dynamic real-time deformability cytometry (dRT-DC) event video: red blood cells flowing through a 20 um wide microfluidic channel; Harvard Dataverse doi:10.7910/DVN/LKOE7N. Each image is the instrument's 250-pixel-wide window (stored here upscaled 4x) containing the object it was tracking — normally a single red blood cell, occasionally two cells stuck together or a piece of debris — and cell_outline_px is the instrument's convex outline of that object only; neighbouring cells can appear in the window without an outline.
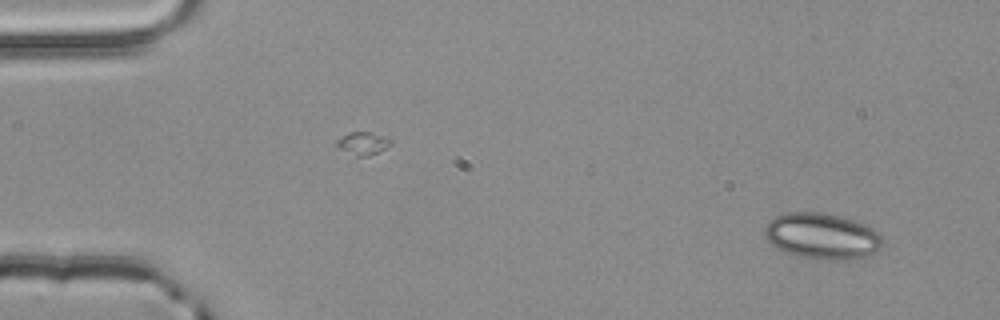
{"species": "common noctule bat (a hibernating species)", "species_latin": "Nyctalus noctula", "temperature_condition": "room temperature", "stored_images_in_passage": 3, "camera_frame_rate_fps": 3000, "um_per_image_px": 0.085, "animal": {"sex": "male", "body_mass_g": 20.4}, "frame": {"image": 1, "passage_image": 1, "time_ms": 0.0, "image_size_px": [1000, 320], "cell_outline_px": [[884, 240], [876, 252], [864, 256], [844, 260], [820, 260], [796, 256], [784, 252], [776, 248], [764, 236], [764, 228], [768, 220], [784, 212], [824, 212], [840, 216], [852, 220], [872, 228], [880, 232]], "centroid_in_image_um": [69.84, 20.07], "position_along_channel_um": 15.2, "area_um2": 31.96}}